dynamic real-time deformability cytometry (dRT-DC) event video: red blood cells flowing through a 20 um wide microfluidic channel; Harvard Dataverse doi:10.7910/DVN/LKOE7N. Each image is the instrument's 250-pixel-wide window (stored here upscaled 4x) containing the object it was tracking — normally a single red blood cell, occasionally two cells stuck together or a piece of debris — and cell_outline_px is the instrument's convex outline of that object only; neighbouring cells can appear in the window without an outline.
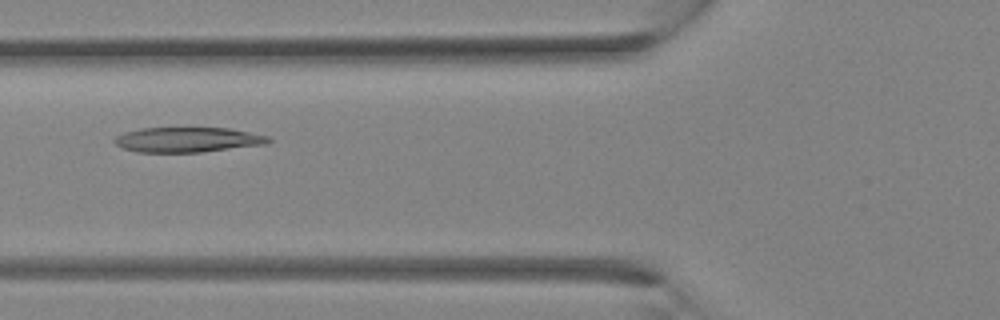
{"species": "Egyptian fruit bat (a non-hibernating species)", "species_latin": "Rousettus aegyptiacus", "temperature_condition": "room temperature", "stored_images_in_passage": 33, "camera_frame_rate_fps": 3000, "um_per_image_px": 0.085, "animal": {"sex": "female"}, "frame": {"image": 1, "passage_image": 13, "time_ms": 4.0, "image_size_px": [1000, 320], "cell_outline_px": [[272, 140], [268, 144], [204, 152], [136, 152], [124, 148], [116, 144], [112, 140], [116, 136], [124, 132], [140, 128], [228, 128], [268, 136]], "centroid_in_image_um": [15.95, 11.88], "position_along_channel_um": 109.8, "area_um2": 22.48}}
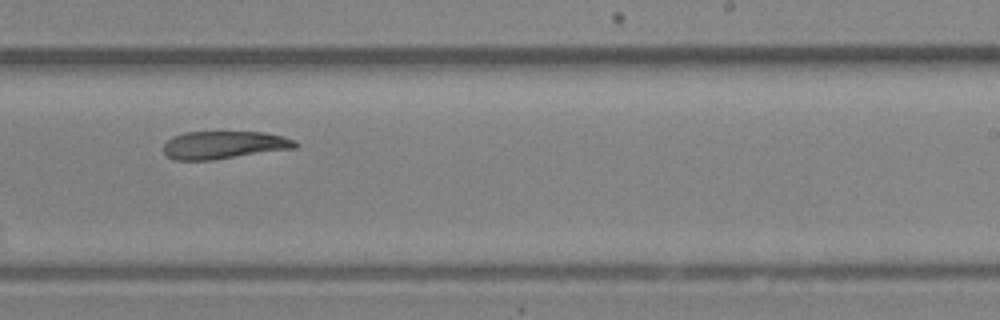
{"frame": {"image": 2, "passage_image": 21, "time_ms": 6.667, "image_size_px": [1000, 320], "cell_outline_px": [[300, 144], [296, 148], [212, 160], [172, 160], [164, 152], [164, 144], [172, 136], [184, 132], [264, 132], [284, 136], [296, 140]], "centroid_in_image_um": [19.06, 12.32], "position_along_channel_um": 269.9, "area_um2": 21.5}}
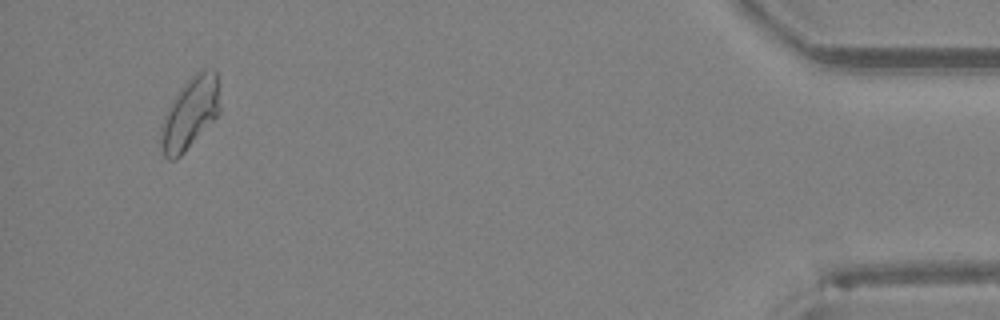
{"frame": {"image": 3, "passage_image": 32, "time_ms": 10.333, "image_size_px": [1000, 320], "cell_outline_px": [[220, 112], [184, 152], [176, 160], [168, 160], [164, 156], [160, 144], [160, 124], [172, 100], [180, 88], [196, 72], [204, 68], [216, 68], [220, 84]], "centroid_in_image_um": [16.17, 9.58], "position_along_channel_um": 419.0, "area_um2": 24.97}}